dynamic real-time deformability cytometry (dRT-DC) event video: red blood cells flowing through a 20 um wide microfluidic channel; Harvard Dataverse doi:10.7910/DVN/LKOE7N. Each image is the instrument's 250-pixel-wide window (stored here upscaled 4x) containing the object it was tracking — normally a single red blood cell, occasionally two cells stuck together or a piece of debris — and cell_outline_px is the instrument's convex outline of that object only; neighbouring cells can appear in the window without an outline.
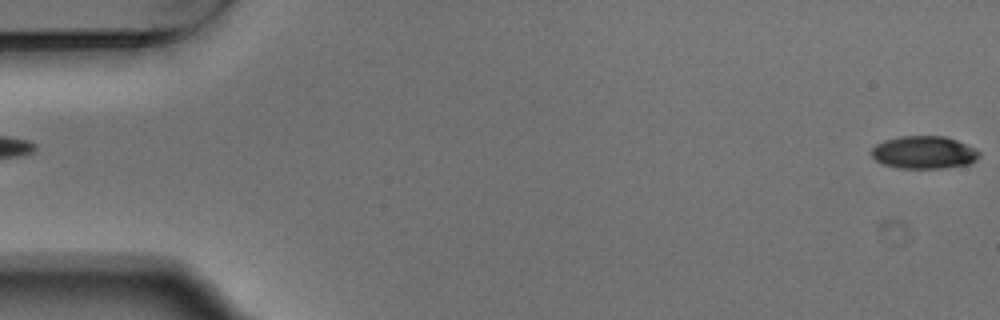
{"species": "Egyptian fruit bat (a non-hibernating species)", "species_latin": "Rousettus aegyptiacus", "temperature_condition": "warm", "stored_images_in_passage": 5, "segment_of_instrument_passage": [2, 2], "camera_frame_rate_fps": 3000, "um_per_image_px": 0.085, "animal": {"sex": "male"}, "frame": {"image": 1, "passage_image": 5, "time_ms": 1.333, "image_size_px": [1000, 320], "cell_outline_px": [[980, 156], [976, 160], [968, 164], [944, 168], [900, 168], [884, 164], [876, 160], [872, 156], [872, 148], [876, 144], [884, 140], [900, 136], [948, 136], [976, 148], [980, 152]], "centroid_in_image_um": [78.57, 12.94], "position_along_channel_um": 6.4, "area_um2": 20.63}}